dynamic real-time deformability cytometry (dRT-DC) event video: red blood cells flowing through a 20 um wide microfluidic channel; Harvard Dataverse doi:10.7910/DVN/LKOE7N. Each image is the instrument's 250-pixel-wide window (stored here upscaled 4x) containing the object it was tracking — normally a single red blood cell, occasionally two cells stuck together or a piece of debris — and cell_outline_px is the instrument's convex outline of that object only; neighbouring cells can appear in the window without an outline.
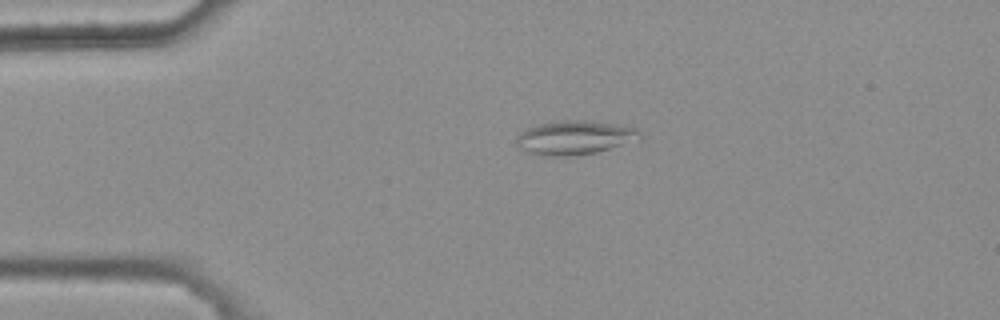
{"species": "common noctule bat (a hibernating species)", "species_latin": "Nyctalus noctula", "temperature_condition": "warm", "stored_images_in_passage": 2, "camera_frame_rate_fps": 3000, "um_per_image_px": 0.085, "animal": {"sex": "female", "body_mass_g": 25.1}, "frame": {"image": 1, "passage_image": 1, "time_ms": 0.0, "image_size_px": [1000, 320], "cell_outline_px": [[644, 140], [596, 152], [568, 156], [540, 156], [528, 152], [520, 148], [516, 144], [516, 136], [520, 132], [536, 124], [552, 120], [584, 120], [616, 124], [636, 128], [644, 136]], "centroid_in_image_um": [48.88, 11.69], "position_along_channel_um": 36.1, "area_um2": 25.03}}